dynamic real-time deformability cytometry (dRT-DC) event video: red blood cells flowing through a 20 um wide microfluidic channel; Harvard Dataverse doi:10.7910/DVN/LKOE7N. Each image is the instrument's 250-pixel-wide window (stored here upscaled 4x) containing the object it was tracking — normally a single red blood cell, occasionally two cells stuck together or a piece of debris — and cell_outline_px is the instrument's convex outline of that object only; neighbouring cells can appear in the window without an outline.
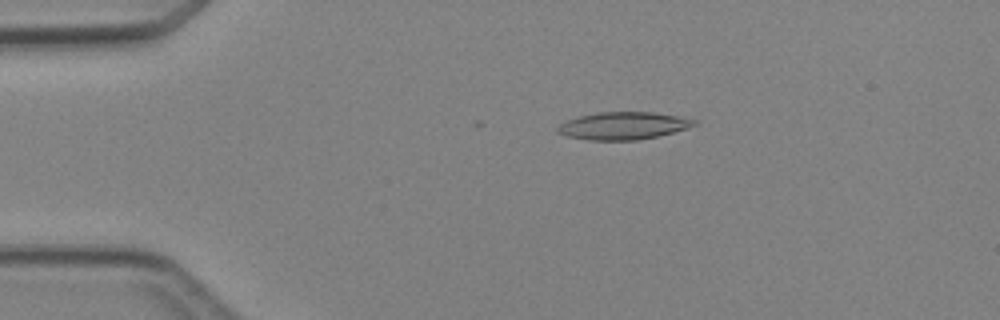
{"species": "Egyptian fruit bat (a non-hibernating species)", "species_latin": "Rousettus aegyptiacus", "temperature_condition": "cold", "stored_images_in_passage": 5, "camera_frame_rate_fps": 3000, "um_per_image_px": 0.085, "animal": {"sex": "female"}, "frame": {"image": 1, "passage_image": 3, "time_ms": 2.333, "image_size_px": [1000, 320], "cell_outline_px": [[700, 120], [696, 124], [688, 128], [656, 136], [636, 140], [588, 140], [568, 136], [556, 132], [556, 128], [560, 124], [568, 120], [580, 116], [600, 112], [652, 112]], "centroid_in_image_um": [52.98, 10.69], "position_along_channel_um": 32.0, "area_um2": 21.68}}
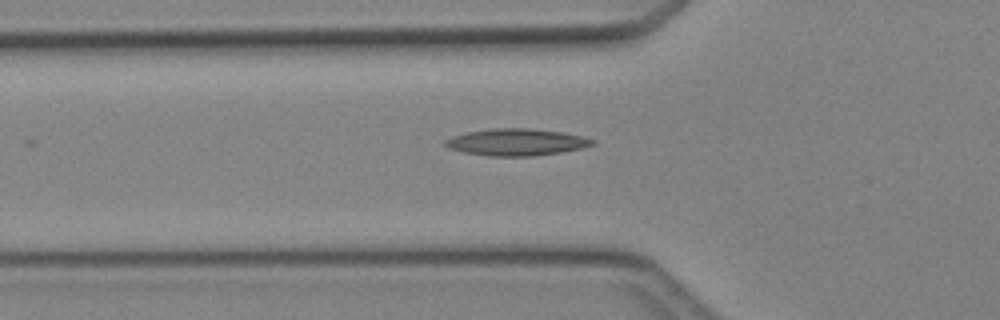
{"frame": {"image": 2, "passage_image": 5, "time_ms": 4.667, "image_size_px": [1000, 320], "cell_outline_px": [[596, 144], [580, 148], [560, 152], [532, 156], [488, 156], [464, 152], [448, 148], [444, 144], [444, 140], [452, 136], [468, 132], [492, 128], [528, 128], [564, 132], [584, 136], [596, 140]], "centroid_in_image_um": [43.91, 12.08], "position_along_channel_um": 81.9, "area_um2": 23.12}}